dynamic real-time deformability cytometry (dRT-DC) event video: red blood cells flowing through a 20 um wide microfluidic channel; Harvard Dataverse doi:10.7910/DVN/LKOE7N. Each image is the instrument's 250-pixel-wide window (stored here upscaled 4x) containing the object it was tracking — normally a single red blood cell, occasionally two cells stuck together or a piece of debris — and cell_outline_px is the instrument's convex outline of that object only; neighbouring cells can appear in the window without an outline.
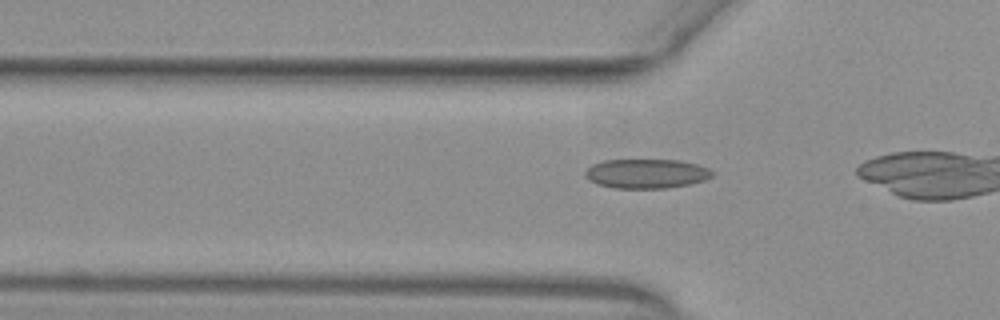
{"species": "common noctule bat (a hibernating species)", "species_latin": "Nyctalus noctula", "temperature_condition": "warm", "stored_images_in_passage": 5, "camera_frame_rate_fps": 3000, "um_per_image_px": 0.085, "animal": {"sex": "female", "body_mass_g": 29.2, "forearm_length_mm": 56.3}, "frame": {"image": 1, "passage_image": 2, "time_ms": 0.333, "image_size_px": [1000, 320], "cell_outline_px": [[716, 172], [712, 176], [704, 180], [688, 184], [664, 188], [612, 188], [596, 184], [588, 180], [584, 176], [584, 172], [592, 164], [604, 160], [680, 160], [696, 164], [708, 168]], "centroid_in_image_um": [54.91, 14.76], "position_along_channel_um": 70.9, "area_um2": 21.85}}